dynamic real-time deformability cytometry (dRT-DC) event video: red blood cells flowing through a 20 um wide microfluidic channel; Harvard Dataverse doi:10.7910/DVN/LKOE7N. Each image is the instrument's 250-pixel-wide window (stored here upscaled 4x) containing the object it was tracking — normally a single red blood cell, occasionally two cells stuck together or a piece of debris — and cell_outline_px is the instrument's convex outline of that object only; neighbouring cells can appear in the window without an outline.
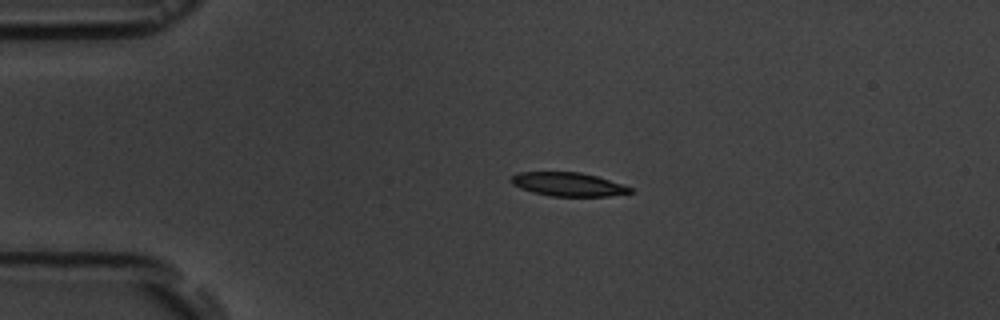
{"species": "common noctule bat (a hibernating species)", "species_latin": "Nyctalus noctula", "temperature_condition": "room temperature", "stored_images_in_passage": 2, "camera_frame_rate_fps": 3000, "um_per_image_px": 0.085, "animal": {"sex": "male", "body_mass_g": 19.5, "forearm_length_mm": 54.6}, "frame": {"image": 1, "passage_image": 1, "time_ms": 0.0, "image_size_px": [1000, 320], "cell_outline_px": [[632, 192], [608, 196], [552, 196], [532, 192], [520, 188], [512, 184], [508, 180], [512, 176], [520, 172], [580, 172], [596, 176], [632, 188]], "centroid_in_image_um": [48.23, 15.66], "position_along_channel_um": 36.8, "area_um2": 16.24}}